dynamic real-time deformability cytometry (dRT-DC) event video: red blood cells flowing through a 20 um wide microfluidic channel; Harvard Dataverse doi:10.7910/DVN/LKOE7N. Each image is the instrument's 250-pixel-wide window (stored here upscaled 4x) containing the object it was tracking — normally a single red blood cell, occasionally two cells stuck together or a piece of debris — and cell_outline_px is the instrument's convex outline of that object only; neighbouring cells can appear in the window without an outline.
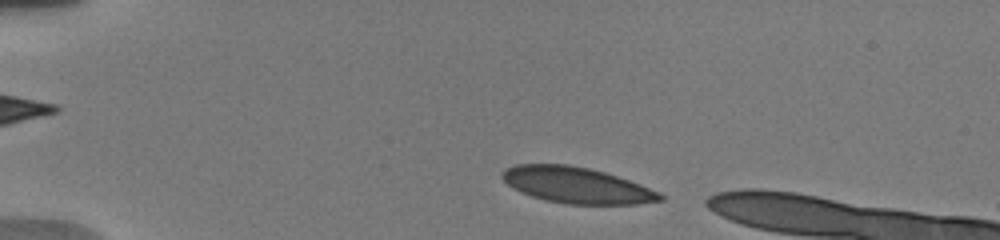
{"species": "human", "species_latin": "Homo sapiens", "temperature_condition": "warm", "stored_images_in_passage": 34, "camera_frame_rate_fps": 3000, "um_per_image_px": 0.085, "donor": {"sex": "male"}, "frame": {"image": 1, "passage_image": 1, "time_ms": 0.0, "image_size_px": [1000, 240], "cell_outline_px": [[664, 200], [636, 204], [568, 204], [544, 200], [532, 196], [512, 188], [500, 176], [500, 172], [504, 168], [512, 164], [568, 164], [588, 168], [604, 172], [640, 184], [660, 192], [664, 196]], "centroid_in_image_um": [48.98, 15.73], "position_along_channel_um": 36.0, "area_um2": 33.23}}
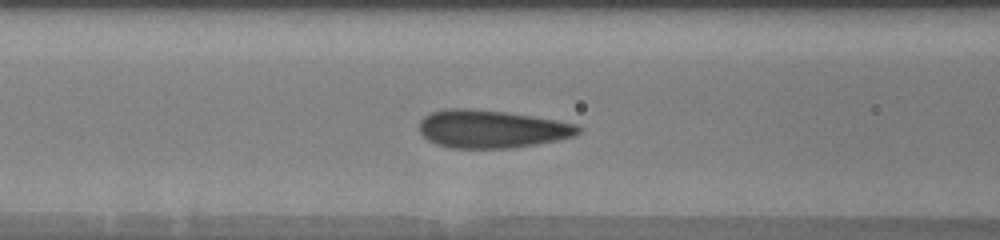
{"frame": {"image": 2, "passage_image": 10, "time_ms": 4.0, "image_size_px": [1000, 240], "cell_outline_px": [[580, 132], [572, 136], [556, 140], [536, 144], [512, 148], [452, 148], [436, 144], [428, 140], [420, 132], [420, 120], [424, 116], [432, 112], [444, 108], [468, 108], [508, 112], [556, 120], [576, 124], [580, 128]], "centroid_in_image_um": [41.75, 10.96], "position_along_channel_um": 124.9, "area_um2": 35.08}}
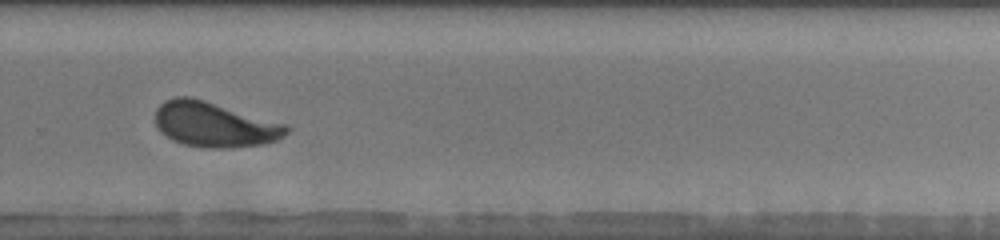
{"frame": {"image": 3, "passage_image": 22, "time_ms": 9.0, "image_size_px": [1000, 240], "cell_outline_px": [[292, 128], [284, 136], [276, 140], [264, 144], [228, 148], [208, 148], [184, 144], [172, 140], [160, 132], [156, 124], [156, 108], [164, 100], [176, 96], [192, 96], [288, 124]], "centroid_in_image_um": [18.25, 10.57], "position_along_channel_um": 311.6, "area_um2": 34.85}}